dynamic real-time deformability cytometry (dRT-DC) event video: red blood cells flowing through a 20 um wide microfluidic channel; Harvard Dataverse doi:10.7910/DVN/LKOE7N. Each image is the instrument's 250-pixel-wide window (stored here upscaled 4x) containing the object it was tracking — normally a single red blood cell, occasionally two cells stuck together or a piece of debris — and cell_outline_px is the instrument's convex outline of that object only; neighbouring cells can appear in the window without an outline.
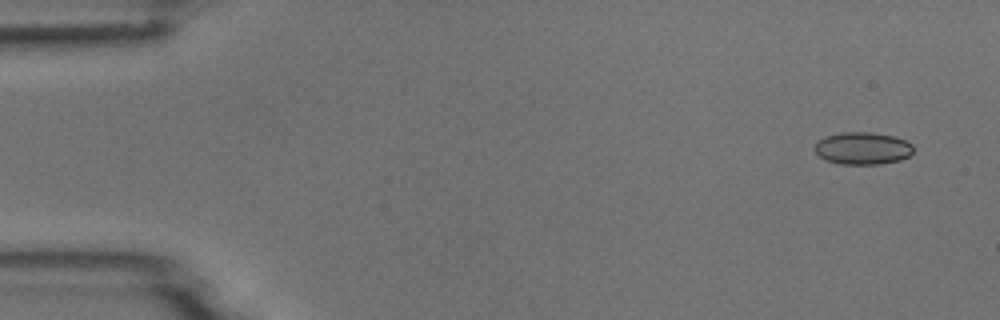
{"species": "common noctule bat (a hibernating species)", "species_latin": "Nyctalus noctula", "temperature_condition": "room temperature", "stored_images_in_passage": 4, "camera_frame_rate_fps": 3000, "um_per_image_px": 0.085, "animal": {"sex": "male", "body_mass_g": 18.8}, "frame": {"image": 1, "passage_image": 1, "time_ms": 0.0, "image_size_px": [1000, 320], "cell_outline_px": [[912, 152], [908, 156], [900, 160], [876, 164], [840, 164], [828, 160], [820, 156], [816, 152], [816, 144], [824, 136], [844, 132], [872, 132], [892, 136], [904, 140], [912, 144]], "centroid_in_image_um": [73.33, 12.6], "position_along_channel_um": 11.7, "area_um2": 18.26}}
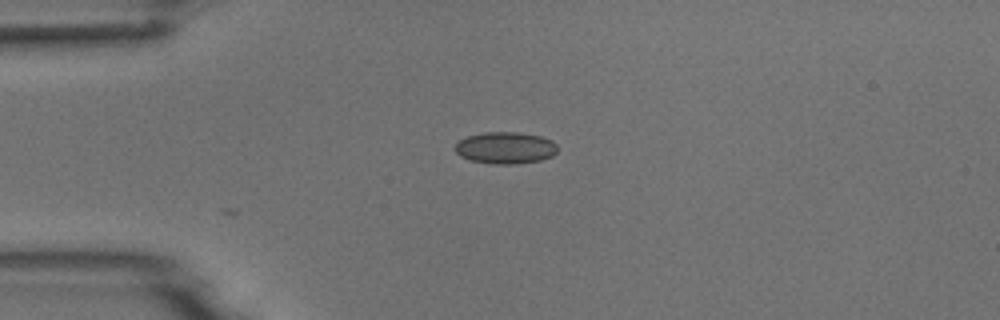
{"frame": {"image": 2, "passage_image": 4, "time_ms": 1.0, "image_size_px": [1000, 320], "cell_outline_px": [[556, 152], [552, 156], [540, 160], [516, 164], [492, 164], [472, 160], [460, 156], [452, 148], [460, 140], [468, 136], [484, 132], [520, 132], [540, 136], [552, 140], [556, 144]], "centroid_in_image_um": [42.95, 12.56], "position_along_channel_um": 42.1, "area_um2": 19.02}}